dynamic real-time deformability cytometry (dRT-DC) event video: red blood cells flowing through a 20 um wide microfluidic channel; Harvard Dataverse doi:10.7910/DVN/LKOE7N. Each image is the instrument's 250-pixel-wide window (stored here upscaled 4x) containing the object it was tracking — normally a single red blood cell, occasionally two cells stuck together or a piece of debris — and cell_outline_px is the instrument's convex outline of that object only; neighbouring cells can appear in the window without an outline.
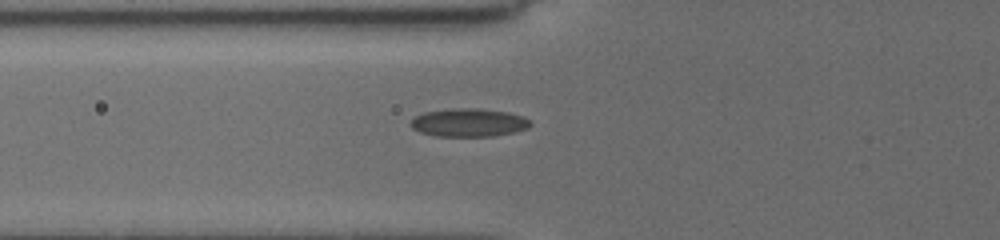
{"species": "common noctule bat (a hibernating species)", "species_latin": "Nyctalus noctula", "temperature_condition": "cold", "stored_images_in_passage": 3, "camera_frame_rate_fps": 3000, "um_per_image_px": 0.085, "animal": {"sex": "female", "body_mass_g": 19.5, "forearm_length_mm": 54.1}, "frame": {"image": 1, "passage_image": 3, "time_ms": 2.0, "image_size_px": [1000, 240], "cell_outline_px": [[532, 124], [528, 128], [512, 132], [492, 136], [436, 136], [420, 132], [412, 128], [408, 124], [416, 116], [424, 112], [452, 108], [476, 108], [508, 112], [524, 116]], "centroid_in_image_um": [39.82, 10.41], "position_along_channel_um": 86.0, "area_um2": 19.65}}